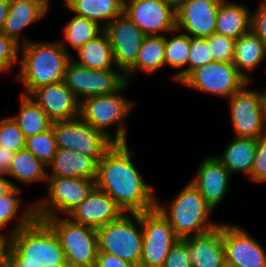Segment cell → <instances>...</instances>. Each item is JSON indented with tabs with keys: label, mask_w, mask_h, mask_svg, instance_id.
<instances>
[{
	"label": "cell",
	"mask_w": 266,
	"mask_h": 267,
	"mask_svg": "<svg viewBox=\"0 0 266 267\" xmlns=\"http://www.w3.org/2000/svg\"><path fill=\"white\" fill-rule=\"evenodd\" d=\"M127 143H115L98 162L96 188L113 198L124 213H143L156 208L154 188L142 179L132 162Z\"/></svg>",
	"instance_id": "cell-1"
},
{
	"label": "cell",
	"mask_w": 266,
	"mask_h": 267,
	"mask_svg": "<svg viewBox=\"0 0 266 267\" xmlns=\"http://www.w3.org/2000/svg\"><path fill=\"white\" fill-rule=\"evenodd\" d=\"M63 41H28L19 48L20 70L16 80L30 96L39 87L63 81L67 63L73 58Z\"/></svg>",
	"instance_id": "cell-2"
},
{
	"label": "cell",
	"mask_w": 266,
	"mask_h": 267,
	"mask_svg": "<svg viewBox=\"0 0 266 267\" xmlns=\"http://www.w3.org/2000/svg\"><path fill=\"white\" fill-rule=\"evenodd\" d=\"M156 208L168 220L179 239L209 232L220 225V222L211 221L209 216L213 209L191 181L170 201L168 207L162 205L157 197Z\"/></svg>",
	"instance_id": "cell-3"
},
{
	"label": "cell",
	"mask_w": 266,
	"mask_h": 267,
	"mask_svg": "<svg viewBox=\"0 0 266 267\" xmlns=\"http://www.w3.org/2000/svg\"><path fill=\"white\" fill-rule=\"evenodd\" d=\"M10 259H25L40 263L42 267L68 264L58 236L39 219L13 234Z\"/></svg>",
	"instance_id": "cell-4"
},
{
	"label": "cell",
	"mask_w": 266,
	"mask_h": 267,
	"mask_svg": "<svg viewBox=\"0 0 266 267\" xmlns=\"http://www.w3.org/2000/svg\"><path fill=\"white\" fill-rule=\"evenodd\" d=\"M126 82L117 92L109 95L92 96L80 102V118L108 136L114 143H128L126 119L136 104L124 98ZM123 95V96H121ZM116 125L115 135L109 133L110 126ZM108 130V131H107Z\"/></svg>",
	"instance_id": "cell-5"
},
{
	"label": "cell",
	"mask_w": 266,
	"mask_h": 267,
	"mask_svg": "<svg viewBox=\"0 0 266 267\" xmlns=\"http://www.w3.org/2000/svg\"><path fill=\"white\" fill-rule=\"evenodd\" d=\"M137 223V224H136ZM98 252H106L139 267L143 244L142 213H123L97 229Z\"/></svg>",
	"instance_id": "cell-6"
},
{
	"label": "cell",
	"mask_w": 266,
	"mask_h": 267,
	"mask_svg": "<svg viewBox=\"0 0 266 267\" xmlns=\"http://www.w3.org/2000/svg\"><path fill=\"white\" fill-rule=\"evenodd\" d=\"M56 233L71 267H94L98 252L97 230L62 215L44 220Z\"/></svg>",
	"instance_id": "cell-7"
},
{
	"label": "cell",
	"mask_w": 266,
	"mask_h": 267,
	"mask_svg": "<svg viewBox=\"0 0 266 267\" xmlns=\"http://www.w3.org/2000/svg\"><path fill=\"white\" fill-rule=\"evenodd\" d=\"M46 199L35 202L36 219L45 220L69 214L96 187L95 180L76 177H47Z\"/></svg>",
	"instance_id": "cell-8"
},
{
	"label": "cell",
	"mask_w": 266,
	"mask_h": 267,
	"mask_svg": "<svg viewBox=\"0 0 266 267\" xmlns=\"http://www.w3.org/2000/svg\"><path fill=\"white\" fill-rule=\"evenodd\" d=\"M52 129L57 148L77 151L97 162L115 144L108 136L84 122L80 117L54 121Z\"/></svg>",
	"instance_id": "cell-9"
},
{
	"label": "cell",
	"mask_w": 266,
	"mask_h": 267,
	"mask_svg": "<svg viewBox=\"0 0 266 267\" xmlns=\"http://www.w3.org/2000/svg\"><path fill=\"white\" fill-rule=\"evenodd\" d=\"M249 83L232 62L213 61L193 70L180 84L229 99Z\"/></svg>",
	"instance_id": "cell-10"
},
{
	"label": "cell",
	"mask_w": 266,
	"mask_h": 267,
	"mask_svg": "<svg viewBox=\"0 0 266 267\" xmlns=\"http://www.w3.org/2000/svg\"><path fill=\"white\" fill-rule=\"evenodd\" d=\"M246 86L228 99L231 124L236 137L258 139L266 134L264 92Z\"/></svg>",
	"instance_id": "cell-11"
},
{
	"label": "cell",
	"mask_w": 266,
	"mask_h": 267,
	"mask_svg": "<svg viewBox=\"0 0 266 267\" xmlns=\"http://www.w3.org/2000/svg\"><path fill=\"white\" fill-rule=\"evenodd\" d=\"M116 70H93L80 66L71 59L66 65L63 82L81 102L88 97L117 92L126 83V79L119 69Z\"/></svg>",
	"instance_id": "cell-12"
},
{
	"label": "cell",
	"mask_w": 266,
	"mask_h": 267,
	"mask_svg": "<svg viewBox=\"0 0 266 267\" xmlns=\"http://www.w3.org/2000/svg\"><path fill=\"white\" fill-rule=\"evenodd\" d=\"M143 244L139 267H162L179 240L168 220L155 208L142 213Z\"/></svg>",
	"instance_id": "cell-13"
},
{
	"label": "cell",
	"mask_w": 266,
	"mask_h": 267,
	"mask_svg": "<svg viewBox=\"0 0 266 267\" xmlns=\"http://www.w3.org/2000/svg\"><path fill=\"white\" fill-rule=\"evenodd\" d=\"M123 13L146 36L178 32L176 6L167 0H124Z\"/></svg>",
	"instance_id": "cell-14"
},
{
	"label": "cell",
	"mask_w": 266,
	"mask_h": 267,
	"mask_svg": "<svg viewBox=\"0 0 266 267\" xmlns=\"http://www.w3.org/2000/svg\"><path fill=\"white\" fill-rule=\"evenodd\" d=\"M104 31L112 46L115 66L125 74L136 63L146 35L125 13L117 16L104 28Z\"/></svg>",
	"instance_id": "cell-15"
},
{
	"label": "cell",
	"mask_w": 266,
	"mask_h": 267,
	"mask_svg": "<svg viewBox=\"0 0 266 267\" xmlns=\"http://www.w3.org/2000/svg\"><path fill=\"white\" fill-rule=\"evenodd\" d=\"M226 264L236 267H266V252L245 229L222 223Z\"/></svg>",
	"instance_id": "cell-16"
},
{
	"label": "cell",
	"mask_w": 266,
	"mask_h": 267,
	"mask_svg": "<svg viewBox=\"0 0 266 267\" xmlns=\"http://www.w3.org/2000/svg\"><path fill=\"white\" fill-rule=\"evenodd\" d=\"M222 0H184L176 7V28L190 37L207 38L215 33Z\"/></svg>",
	"instance_id": "cell-17"
},
{
	"label": "cell",
	"mask_w": 266,
	"mask_h": 267,
	"mask_svg": "<svg viewBox=\"0 0 266 267\" xmlns=\"http://www.w3.org/2000/svg\"><path fill=\"white\" fill-rule=\"evenodd\" d=\"M30 97L52 122L80 117V102L63 81L39 87Z\"/></svg>",
	"instance_id": "cell-18"
},
{
	"label": "cell",
	"mask_w": 266,
	"mask_h": 267,
	"mask_svg": "<svg viewBox=\"0 0 266 267\" xmlns=\"http://www.w3.org/2000/svg\"><path fill=\"white\" fill-rule=\"evenodd\" d=\"M231 173L223 163L215 156L204 158L191 183L204 197L206 203L214 210L225 197L230 181Z\"/></svg>",
	"instance_id": "cell-19"
},
{
	"label": "cell",
	"mask_w": 266,
	"mask_h": 267,
	"mask_svg": "<svg viewBox=\"0 0 266 267\" xmlns=\"http://www.w3.org/2000/svg\"><path fill=\"white\" fill-rule=\"evenodd\" d=\"M123 213L111 196L95 187L88 197L66 216L74 223L97 230L117 220Z\"/></svg>",
	"instance_id": "cell-20"
},
{
	"label": "cell",
	"mask_w": 266,
	"mask_h": 267,
	"mask_svg": "<svg viewBox=\"0 0 266 267\" xmlns=\"http://www.w3.org/2000/svg\"><path fill=\"white\" fill-rule=\"evenodd\" d=\"M185 240L192 267H225L226 258L221 222L213 230L188 237Z\"/></svg>",
	"instance_id": "cell-21"
},
{
	"label": "cell",
	"mask_w": 266,
	"mask_h": 267,
	"mask_svg": "<svg viewBox=\"0 0 266 267\" xmlns=\"http://www.w3.org/2000/svg\"><path fill=\"white\" fill-rule=\"evenodd\" d=\"M48 10L39 0H10L9 13L1 32L21 47L29 41L23 37L21 42V32L45 17Z\"/></svg>",
	"instance_id": "cell-22"
},
{
	"label": "cell",
	"mask_w": 266,
	"mask_h": 267,
	"mask_svg": "<svg viewBox=\"0 0 266 267\" xmlns=\"http://www.w3.org/2000/svg\"><path fill=\"white\" fill-rule=\"evenodd\" d=\"M51 170L47 177H76L95 180L98 162L77 151L57 148L52 162L48 165Z\"/></svg>",
	"instance_id": "cell-23"
},
{
	"label": "cell",
	"mask_w": 266,
	"mask_h": 267,
	"mask_svg": "<svg viewBox=\"0 0 266 267\" xmlns=\"http://www.w3.org/2000/svg\"><path fill=\"white\" fill-rule=\"evenodd\" d=\"M251 12L246 5L222 0L216 17L215 33L238 39L250 31Z\"/></svg>",
	"instance_id": "cell-24"
},
{
	"label": "cell",
	"mask_w": 266,
	"mask_h": 267,
	"mask_svg": "<svg viewBox=\"0 0 266 267\" xmlns=\"http://www.w3.org/2000/svg\"><path fill=\"white\" fill-rule=\"evenodd\" d=\"M265 58L266 45L251 30L236 39L232 63L249 82V71L255 70Z\"/></svg>",
	"instance_id": "cell-25"
},
{
	"label": "cell",
	"mask_w": 266,
	"mask_h": 267,
	"mask_svg": "<svg viewBox=\"0 0 266 267\" xmlns=\"http://www.w3.org/2000/svg\"><path fill=\"white\" fill-rule=\"evenodd\" d=\"M76 64L93 70L115 69L112 46L107 33L103 30L94 39L89 40L76 50Z\"/></svg>",
	"instance_id": "cell-26"
},
{
	"label": "cell",
	"mask_w": 266,
	"mask_h": 267,
	"mask_svg": "<svg viewBox=\"0 0 266 267\" xmlns=\"http://www.w3.org/2000/svg\"><path fill=\"white\" fill-rule=\"evenodd\" d=\"M256 154V139L236 137L229 142L221 156L216 157L228 169L231 175L234 173H244L251 175Z\"/></svg>",
	"instance_id": "cell-27"
},
{
	"label": "cell",
	"mask_w": 266,
	"mask_h": 267,
	"mask_svg": "<svg viewBox=\"0 0 266 267\" xmlns=\"http://www.w3.org/2000/svg\"><path fill=\"white\" fill-rule=\"evenodd\" d=\"M65 7L105 28L123 13L124 0H67Z\"/></svg>",
	"instance_id": "cell-28"
},
{
	"label": "cell",
	"mask_w": 266,
	"mask_h": 267,
	"mask_svg": "<svg viewBox=\"0 0 266 267\" xmlns=\"http://www.w3.org/2000/svg\"><path fill=\"white\" fill-rule=\"evenodd\" d=\"M165 35L145 36L141 44L136 63L124 74L126 82L139 70L155 73L165 66Z\"/></svg>",
	"instance_id": "cell-29"
},
{
	"label": "cell",
	"mask_w": 266,
	"mask_h": 267,
	"mask_svg": "<svg viewBox=\"0 0 266 267\" xmlns=\"http://www.w3.org/2000/svg\"><path fill=\"white\" fill-rule=\"evenodd\" d=\"M20 98V111L11 118L24 137L27 138L49 130L53 122L41 107L30 96L21 94Z\"/></svg>",
	"instance_id": "cell-30"
},
{
	"label": "cell",
	"mask_w": 266,
	"mask_h": 267,
	"mask_svg": "<svg viewBox=\"0 0 266 267\" xmlns=\"http://www.w3.org/2000/svg\"><path fill=\"white\" fill-rule=\"evenodd\" d=\"M45 168L47 166L29 150L24 148L15 152V156L5 176L8 175L12 179H16V181L24 184H32L39 181L47 182L48 172Z\"/></svg>",
	"instance_id": "cell-31"
},
{
	"label": "cell",
	"mask_w": 266,
	"mask_h": 267,
	"mask_svg": "<svg viewBox=\"0 0 266 267\" xmlns=\"http://www.w3.org/2000/svg\"><path fill=\"white\" fill-rule=\"evenodd\" d=\"M178 32L179 33L172 38L165 35L164 63L165 66L169 65L172 68L179 70L174 73L173 76V79L179 84L189 75L188 54L190 48V36L180 30H178ZM185 65L188 66L185 67Z\"/></svg>",
	"instance_id": "cell-32"
},
{
	"label": "cell",
	"mask_w": 266,
	"mask_h": 267,
	"mask_svg": "<svg viewBox=\"0 0 266 267\" xmlns=\"http://www.w3.org/2000/svg\"><path fill=\"white\" fill-rule=\"evenodd\" d=\"M103 30L104 28L97 22L74 14L62 31L64 40L74 50H77L89 40L94 39Z\"/></svg>",
	"instance_id": "cell-33"
},
{
	"label": "cell",
	"mask_w": 266,
	"mask_h": 267,
	"mask_svg": "<svg viewBox=\"0 0 266 267\" xmlns=\"http://www.w3.org/2000/svg\"><path fill=\"white\" fill-rule=\"evenodd\" d=\"M25 148L48 167L57 151L52 127L42 133L27 137Z\"/></svg>",
	"instance_id": "cell-34"
},
{
	"label": "cell",
	"mask_w": 266,
	"mask_h": 267,
	"mask_svg": "<svg viewBox=\"0 0 266 267\" xmlns=\"http://www.w3.org/2000/svg\"><path fill=\"white\" fill-rule=\"evenodd\" d=\"M23 213L17 218V223L15 228L13 227L9 230V233H1L0 234V267L7 265L10 262V251L12 247V236L18 230L23 227L28 226L36 219V212H35V203H29L28 205L24 206ZM8 236H7V235Z\"/></svg>",
	"instance_id": "cell-35"
},
{
	"label": "cell",
	"mask_w": 266,
	"mask_h": 267,
	"mask_svg": "<svg viewBox=\"0 0 266 267\" xmlns=\"http://www.w3.org/2000/svg\"><path fill=\"white\" fill-rule=\"evenodd\" d=\"M26 138L11 117L0 121V146L17 152L25 148Z\"/></svg>",
	"instance_id": "cell-36"
},
{
	"label": "cell",
	"mask_w": 266,
	"mask_h": 267,
	"mask_svg": "<svg viewBox=\"0 0 266 267\" xmlns=\"http://www.w3.org/2000/svg\"><path fill=\"white\" fill-rule=\"evenodd\" d=\"M213 61L233 62L236 39L217 33L207 37Z\"/></svg>",
	"instance_id": "cell-37"
},
{
	"label": "cell",
	"mask_w": 266,
	"mask_h": 267,
	"mask_svg": "<svg viewBox=\"0 0 266 267\" xmlns=\"http://www.w3.org/2000/svg\"><path fill=\"white\" fill-rule=\"evenodd\" d=\"M19 194H21V189L14 186L9 192L0 197V234L2 233L1 230L6 228L14 217L19 216V208H22Z\"/></svg>",
	"instance_id": "cell-38"
},
{
	"label": "cell",
	"mask_w": 266,
	"mask_h": 267,
	"mask_svg": "<svg viewBox=\"0 0 266 267\" xmlns=\"http://www.w3.org/2000/svg\"><path fill=\"white\" fill-rule=\"evenodd\" d=\"M189 74L198 67L213 62V57L206 38L190 37Z\"/></svg>",
	"instance_id": "cell-39"
},
{
	"label": "cell",
	"mask_w": 266,
	"mask_h": 267,
	"mask_svg": "<svg viewBox=\"0 0 266 267\" xmlns=\"http://www.w3.org/2000/svg\"><path fill=\"white\" fill-rule=\"evenodd\" d=\"M19 46L0 32V73L10 72L19 63Z\"/></svg>",
	"instance_id": "cell-40"
},
{
	"label": "cell",
	"mask_w": 266,
	"mask_h": 267,
	"mask_svg": "<svg viewBox=\"0 0 266 267\" xmlns=\"http://www.w3.org/2000/svg\"><path fill=\"white\" fill-rule=\"evenodd\" d=\"M248 178L253 182L266 183V134L256 139L254 164Z\"/></svg>",
	"instance_id": "cell-41"
},
{
	"label": "cell",
	"mask_w": 266,
	"mask_h": 267,
	"mask_svg": "<svg viewBox=\"0 0 266 267\" xmlns=\"http://www.w3.org/2000/svg\"><path fill=\"white\" fill-rule=\"evenodd\" d=\"M162 267H192L186 250V240L179 239L169 251Z\"/></svg>",
	"instance_id": "cell-42"
},
{
	"label": "cell",
	"mask_w": 266,
	"mask_h": 267,
	"mask_svg": "<svg viewBox=\"0 0 266 267\" xmlns=\"http://www.w3.org/2000/svg\"><path fill=\"white\" fill-rule=\"evenodd\" d=\"M250 30L266 45V0H262L257 10L251 13Z\"/></svg>",
	"instance_id": "cell-43"
},
{
	"label": "cell",
	"mask_w": 266,
	"mask_h": 267,
	"mask_svg": "<svg viewBox=\"0 0 266 267\" xmlns=\"http://www.w3.org/2000/svg\"><path fill=\"white\" fill-rule=\"evenodd\" d=\"M94 267H137V266L130 264L115 255L106 252H97V258Z\"/></svg>",
	"instance_id": "cell-44"
},
{
	"label": "cell",
	"mask_w": 266,
	"mask_h": 267,
	"mask_svg": "<svg viewBox=\"0 0 266 267\" xmlns=\"http://www.w3.org/2000/svg\"><path fill=\"white\" fill-rule=\"evenodd\" d=\"M15 152L0 146V174L6 173L11 165Z\"/></svg>",
	"instance_id": "cell-45"
},
{
	"label": "cell",
	"mask_w": 266,
	"mask_h": 267,
	"mask_svg": "<svg viewBox=\"0 0 266 267\" xmlns=\"http://www.w3.org/2000/svg\"><path fill=\"white\" fill-rule=\"evenodd\" d=\"M10 0H0V32L3 29L4 23L9 13Z\"/></svg>",
	"instance_id": "cell-46"
},
{
	"label": "cell",
	"mask_w": 266,
	"mask_h": 267,
	"mask_svg": "<svg viewBox=\"0 0 266 267\" xmlns=\"http://www.w3.org/2000/svg\"><path fill=\"white\" fill-rule=\"evenodd\" d=\"M5 173L0 174V197L9 192L14 186L18 187L14 182L4 177Z\"/></svg>",
	"instance_id": "cell-47"
},
{
	"label": "cell",
	"mask_w": 266,
	"mask_h": 267,
	"mask_svg": "<svg viewBox=\"0 0 266 267\" xmlns=\"http://www.w3.org/2000/svg\"><path fill=\"white\" fill-rule=\"evenodd\" d=\"M14 267H42L40 263L33 261H25V259H10Z\"/></svg>",
	"instance_id": "cell-48"
},
{
	"label": "cell",
	"mask_w": 266,
	"mask_h": 267,
	"mask_svg": "<svg viewBox=\"0 0 266 267\" xmlns=\"http://www.w3.org/2000/svg\"><path fill=\"white\" fill-rule=\"evenodd\" d=\"M41 1L48 9H49V6H50V0H39ZM67 3V0H63V6H65Z\"/></svg>",
	"instance_id": "cell-49"
},
{
	"label": "cell",
	"mask_w": 266,
	"mask_h": 267,
	"mask_svg": "<svg viewBox=\"0 0 266 267\" xmlns=\"http://www.w3.org/2000/svg\"><path fill=\"white\" fill-rule=\"evenodd\" d=\"M168 2L172 3L176 7L184 0H167Z\"/></svg>",
	"instance_id": "cell-50"
},
{
	"label": "cell",
	"mask_w": 266,
	"mask_h": 267,
	"mask_svg": "<svg viewBox=\"0 0 266 267\" xmlns=\"http://www.w3.org/2000/svg\"><path fill=\"white\" fill-rule=\"evenodd\" d=\"M53 267H71L69 264H57L54 265Z\"/></svg>",
	"instance_id": "cell-51"
},
{
	"label": "cell",
	"mask_w": 266,
	"mask_h": 267,
	"mask_svg": "<svg viewBox=\"0 0 266 267\" xmlns=\"http://www.w3.org/2000/svg\"><path fill=\"white\" fill-rule=\"evenodd\" d=\"M3 267H14V266H13V264L11 262H9L7 265H5Z\"/></svg>",
	"instance_id": "cell-52"
},
{
	"label": "cell",
	"mask_w": 266,
	"mask_h": 267,
	"mask_svg": "<svg viewBox=\"0 0 266 267\" xmlns=\"http://www.w3.org/2000/svg\"><path fill=\"white\" fill-rule=\"evenodd\" d=\"M263 92H264V97H265V105H266V89H265Z\"/></svg>",
	"instance_id": "cell-53"
},
{
	"label": "cell",
	"mask_w": 266,
	"mask_h": 267,
	"mask_svg": "<svg viewBox=\"0 0 266 267\" xmlns=\"http://www.w3.org/2000/svg\"><path fill=\"white\" fill-rule=\"evenodd\" d=\"M225 267H236V266L226 264Z\"/></svg>",
	"instance_id": "cell-54"
}]
</instances>
